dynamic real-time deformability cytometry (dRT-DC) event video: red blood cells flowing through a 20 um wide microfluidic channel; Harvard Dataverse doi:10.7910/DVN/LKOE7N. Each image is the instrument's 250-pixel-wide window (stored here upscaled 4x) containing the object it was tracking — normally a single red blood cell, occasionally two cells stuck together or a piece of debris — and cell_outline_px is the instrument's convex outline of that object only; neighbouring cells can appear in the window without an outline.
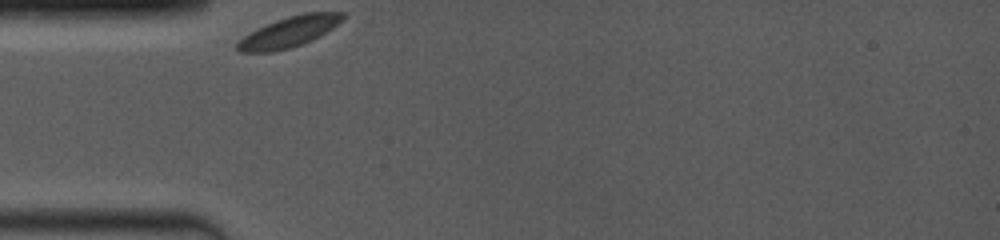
{"species": "common noctule bat (a hibernating species)", "species_latin": "Nyctalus noctula", "temperature_condition": "room temperature", "stored_images_in_passage": 23, "camera_frame_rate_fps": 4000, "um_per_image_px": 0.085, "animal": {"sex": "female", "body_mass_g": 19.0, "forearm_length_mm": 53.3}, "frame": {"image": 1, "passage_image": 1, "time_ms": 0.0, "image_size_px": [1000, 240], "cell_outline_px": [[344, 20], [332, 28], [312, 40], [288, 48], [272, 52], [240, 52], [236, 48], [236, 44], [244, 36], [256, 28], [276, 20], [288, 16], [304, 12], [344, 12]], "centroid_in_image_um": [24.57, 2.69], "position_along_channel_um": 60.4, "area_um2": 18.67}}
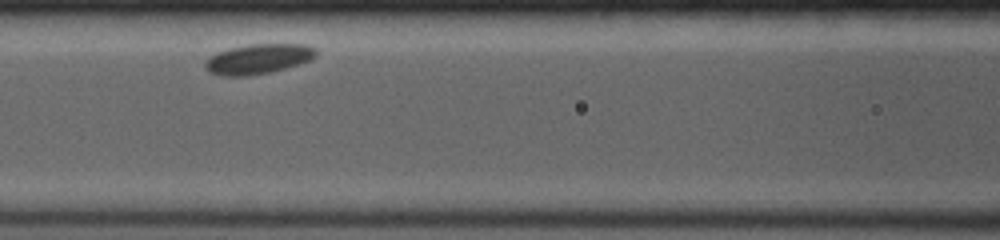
{"frame": {"image": 2, "passage_image": 8, "time_ms": 2.5, "image_size_px": [1000, 240], "cell_outline_px": [[316, 56], [300, 64], [268, 72], [248, 76], [224, 76], [208, 72], [204, 68], [204, 64], [216, 52], [248, 44], [304, 44], [316, 48]], "centroid_in_image_um": [21.94, 5.01], "position_along_channel_um": 144.7, "area_um2": 19.19}}
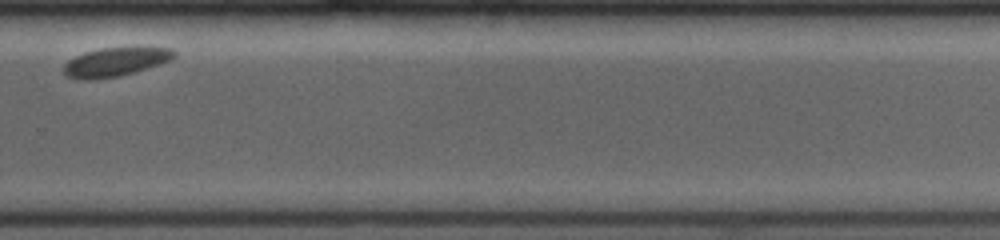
{"frame": {"image": 3, "passage_image": 19, "time_ms": 7.5, "image_size_px": [1000, 240], "cell_outline_px": [[176, 56], [160, 64], [136, 72], [120, 76], [92, 80], [76, 80], [68, 76], [64, 72], [64, 64], [68, 60], [84, 52], [100, 48], [172, 48], [176, 52]], "centroid_in_image_um": [9.77, 5.28], "position_along_channel_um": 320.0, "area_um2": 18.5}}